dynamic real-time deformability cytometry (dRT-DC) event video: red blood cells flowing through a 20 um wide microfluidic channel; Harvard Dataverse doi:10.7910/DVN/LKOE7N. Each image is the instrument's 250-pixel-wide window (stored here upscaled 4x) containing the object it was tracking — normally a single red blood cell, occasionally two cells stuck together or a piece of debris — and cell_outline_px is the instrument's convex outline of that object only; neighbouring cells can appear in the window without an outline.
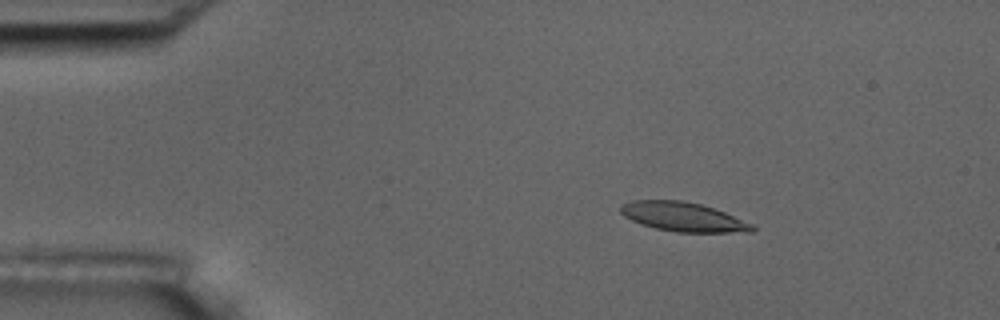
{"species": "common noctule bat (a hibernating species)", "species_latin": "Nyctalus noctula", "temperature_condition": "room temperature", "stored_images_in_passage": 5, "camera_frame_rate_fps": 3000, "um_per_image_px": 0.085, "animal": {"sex": "male", "body_mass_g": 17.5, "forearm_length_mm": 52.3}, "frame": {"image": 1, "passage_image": 2, "time_ms": 0.333, "image_size_px": [1000, 320], "cell_outline_px": [[756, 228], [752, 232], [676, 232], [656, 228], [640, 224], [624, 216], [620, 212], [620, 204], [632, 200], [680, 200], [700, 204], [724, 212], [752, 224]], "centroid_in_image_um": [58.03, 18.43], "position_along_channel_um": 27.0, "area_um2": 22.25}}